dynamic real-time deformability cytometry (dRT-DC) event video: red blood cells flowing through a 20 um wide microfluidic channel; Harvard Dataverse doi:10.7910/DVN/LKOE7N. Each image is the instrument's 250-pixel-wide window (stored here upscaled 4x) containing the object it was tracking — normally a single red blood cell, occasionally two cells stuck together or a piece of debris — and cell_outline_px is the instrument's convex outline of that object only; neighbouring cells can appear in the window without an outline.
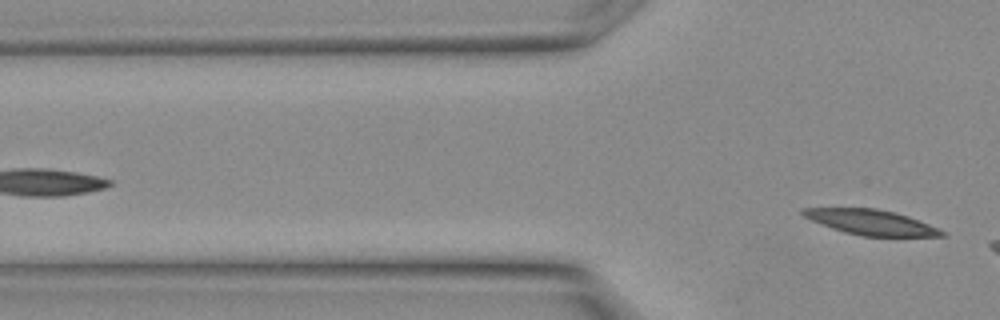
{"species": "Egyptian fruit bat (a non-hibernating species)", "species_latin": "Rousettus aegyptiacus", "temperature_condition": "warm", "stored_images_in_passage": 9, "segment_of_instrument_passage": [2, 2], "camera_frame_rate_fps": 3000, "um_per_image_px": 0.085, "animal": {"sex": "female"}, "frame": {"image": 1, "passage_image": 9, "time_ms": 2.667, "image_size_px": [1000, 320], "cell_outline_px": [[948, 236], [860, 236], [844, 232], [832, 228], [812, 220], [804, 216], [800, 212], [800, 208], [876, 208], [908, 216], [928, 224], [944, 232]], "centroid_in_image_um": [74.01, 18.89], "position_along_channel_um": 51.8, "area_um2": 20.06}}